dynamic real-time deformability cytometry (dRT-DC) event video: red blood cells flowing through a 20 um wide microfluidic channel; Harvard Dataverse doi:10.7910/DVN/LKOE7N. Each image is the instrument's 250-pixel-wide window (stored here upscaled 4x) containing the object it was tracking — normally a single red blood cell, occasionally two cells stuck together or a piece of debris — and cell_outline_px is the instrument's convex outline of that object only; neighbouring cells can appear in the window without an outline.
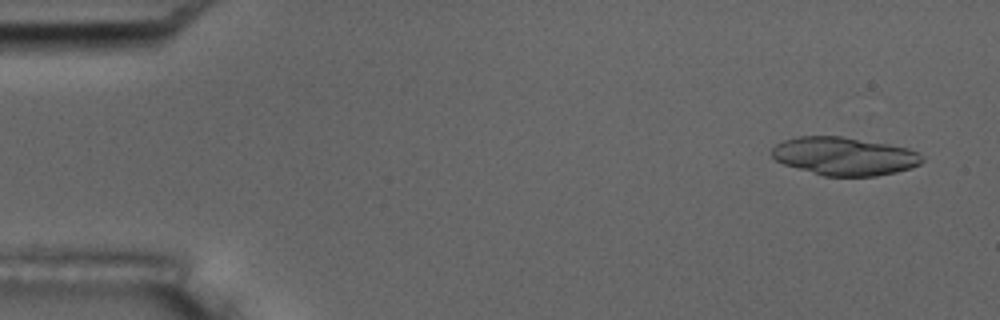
{"species": "common noctule bat (a hibernating species)", "species_latin": "Nyctalus noctula", "temperature_condition": "room temperature", "stored_images_in_passage": 8, "camera_frame_rate_fps": 3000, "um_per_image_px": 0.085, "animal": {"sex": "male", "body_mass_g": 17.5, "forearm_length_mm": 52.3}, "frame": {"image": 1, "passage_image": 1, "time_ms": 0.0, "image_size_px": [1000, 320], "cell_outline_px": [[924, 160], [920, 164], [912, 168], [896, 172], [876, 176], [824, 176], [784, 164], [776, 160], [772, 156], [772, 148], [776, 144], [784, 140], [796, 136], [840, 136], [888, 144], [908, 148], [916, 152]], "centroid_in_image_um": [71.76, 13.28], "position_along_channel_um": 13.2, "area_um2": 33.29}}
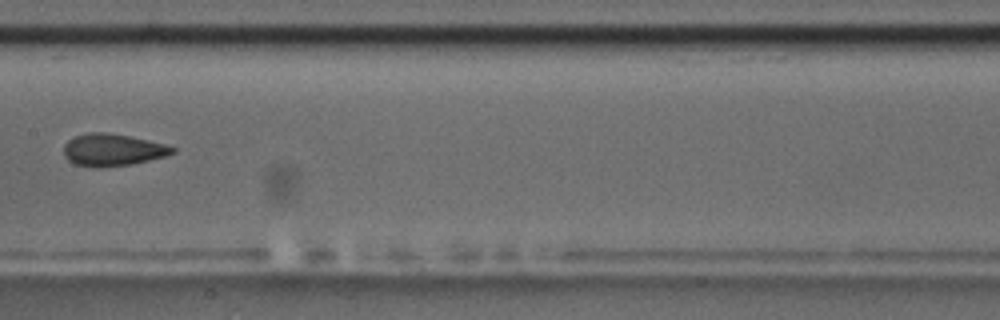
{"frame": {"image": 2, "passage_image": 8, "time_ms": 8.333, "image_size_px": [1000, 320], "cell_outline_px": [[176, 152], [164, 156], [132, 164], [100, 168], [92, 168], [76, 164], [68, 160], [64, 156], [64, 144], [68, 140], [76, 136], [88, 132], [108, 132], [148, 140], [164, 144], [176, 148]], "centroid_in_image_um": [9.54, 12.74], "position_along_channel_um": 197.9, "area_um2": 20.4}}